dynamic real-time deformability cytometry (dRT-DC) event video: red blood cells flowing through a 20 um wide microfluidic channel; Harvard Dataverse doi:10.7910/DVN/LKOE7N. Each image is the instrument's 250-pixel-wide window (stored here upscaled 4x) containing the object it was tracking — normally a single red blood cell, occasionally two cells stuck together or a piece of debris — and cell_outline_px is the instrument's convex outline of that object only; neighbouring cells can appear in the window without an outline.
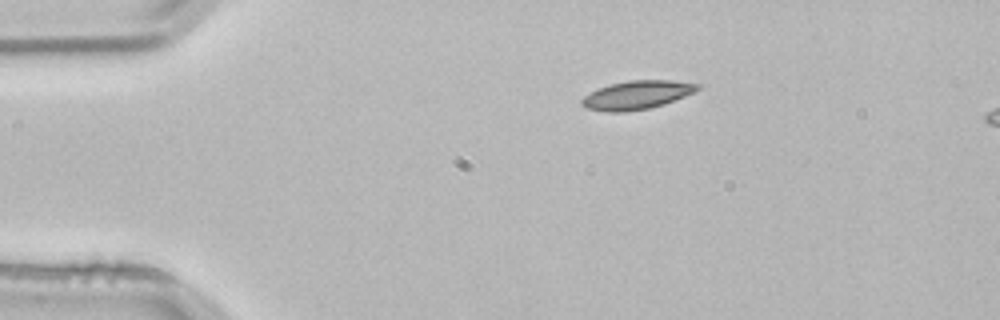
{"species": "common noctule bat (a hibernating species)", "species_latin": "Nyctalus noctula", "temperature_condition": "room temperature", "stored_images_in_passage": 2, "camera_frame_rate_fps": 3000, "um_per_image_px": 0.085, "animal": {"sex": "male", "body_mass_g": 21.5, "forearm_length_mm": 52.0}, "frame": {"image": 1, "passage_image": 1, "time_ms": 0.0, "image_size_px": [1000, 320], "cell_outline_px": [[704, 84], [700, 88], [684, 96], [664, 104], [648, 108], [624, 112], [604, 112], [584, 108], [580, 104], [580, 100], [584, 96], [608, 84], [628, 80], [672, 80]], "centroid_in_image_um": [54.11, 8.07], "position_along_channel_um": 30.9, "area_um2": 19.36}}